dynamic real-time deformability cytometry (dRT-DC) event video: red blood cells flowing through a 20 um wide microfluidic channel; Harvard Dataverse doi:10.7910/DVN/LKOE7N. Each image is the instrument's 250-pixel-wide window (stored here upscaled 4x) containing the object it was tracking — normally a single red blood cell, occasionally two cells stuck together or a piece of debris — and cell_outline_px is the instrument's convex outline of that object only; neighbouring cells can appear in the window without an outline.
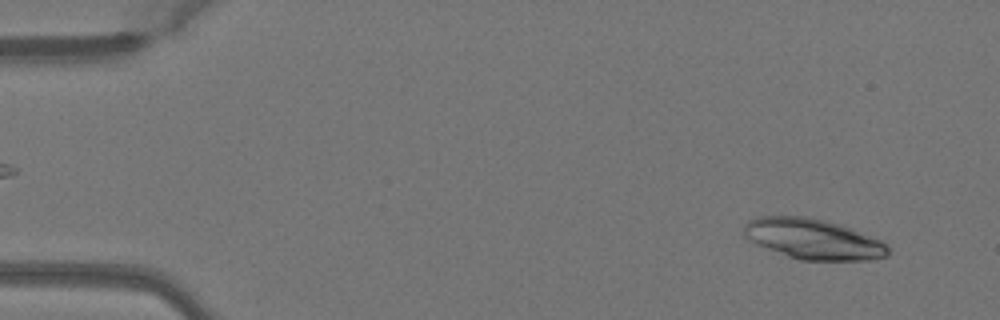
{"species": "Egyptian fruit bat (a non-hibernating species)", "species_latin": "Rousettus aegyptiacus", "temperature_condition": "warm", "stored_images_in_passage": 48, "camera_frame_rate_fps": 3000, "um_per_image_px": 0.085, "animal": {"sex": "female"}, "frame": {"image": 1, "passage_image": 3, "time_ms": 0.667, "image_size_px": [1000, 320], "cell_outline_px": [[888, 256], [872, 260], [800, 260], [788, 256], [756, 244], [744, 236], [744, 228], [748, 220], [760, 216], [808, 216], [840, 224], [852, 228], [880, 240], [888, 244]], "centroid_in_image_um": [69.14, 20.31], "position_along_channel_um": 15.9, "area_um2": 33.99}}